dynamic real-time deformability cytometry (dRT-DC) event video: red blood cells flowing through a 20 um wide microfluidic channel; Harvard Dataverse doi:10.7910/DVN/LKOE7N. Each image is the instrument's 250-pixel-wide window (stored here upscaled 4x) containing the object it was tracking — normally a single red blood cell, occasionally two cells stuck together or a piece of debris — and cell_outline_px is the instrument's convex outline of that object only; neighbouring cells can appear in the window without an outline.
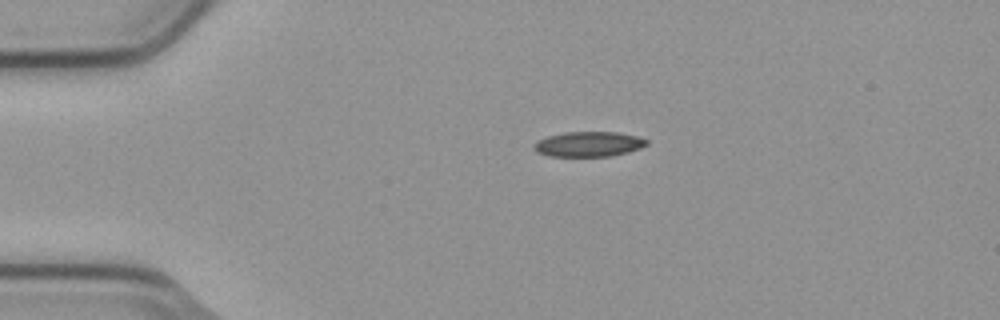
{"species": "common noctule bat (a hibernating species)", "species_latin": "Nyctalus noctula", "temperature_condition": "cold", "stored_images_in_passage": 2, "camera_frame_rate_fps": 3000, "um_per_image_px": 0.085, "animal": {"sex": "male", "body_mass_g": 23.1, "forearm_length_mm": 52.7}, "frame": {"image": 1, "passage_image": 1, "time_ms": 0.0, "image_size_px": [1000, 320], "cell_outline_px": [[648, 144], [640, 148], [628, 152], [612, 156], [548, 156], [536, 152], [532, 148], [532, 144], [536, 140], [548, 136], [564, 132], [616, 132], [636, 136], [648, 140]], "centroid_in_image_um": [49.98, 12.25], "position_along_channel_um": 35.0, "area_um2": 16.59}}